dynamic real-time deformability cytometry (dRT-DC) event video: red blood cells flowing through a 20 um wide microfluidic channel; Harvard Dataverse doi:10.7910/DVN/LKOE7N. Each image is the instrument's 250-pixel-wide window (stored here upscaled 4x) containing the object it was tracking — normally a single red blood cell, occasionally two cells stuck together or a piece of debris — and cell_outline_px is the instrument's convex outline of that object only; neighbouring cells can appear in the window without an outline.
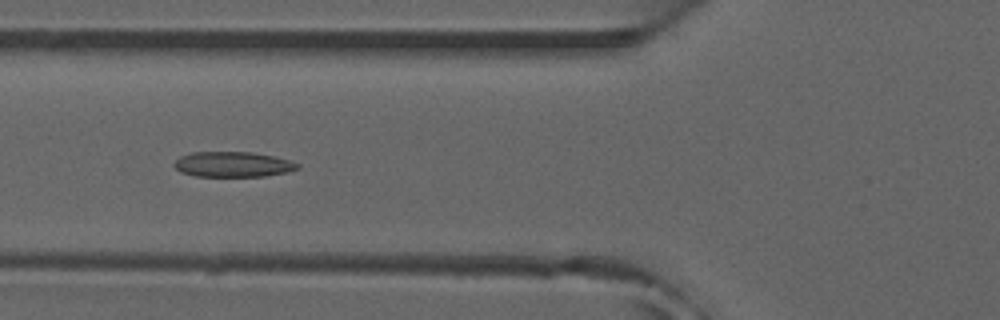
{"species": "common noctule bat (a hibernating species)", "species_latin": "Nyctalus noctula", "temperature_condition": "room temperature", "stored_images_in_passage": 7, "camera_frame_rate_fps": 3000, "um_per_image_px": 0.085, "animal": {"sex": "male", "forearm_length_mm": 52.5}, "frame": {"image": 1, "passage_image": 5, "time_ms": 1.333, "image_size_px": [1000, 320], "cell_outline_px": [[300, 168], [288, 172], [264, 176], [196, 176], [180, 172], [172, 164], [180, 156], [192, 152], [252, 152], [272, 156], [288, 160], [300, 164]], "centroid_in_image_um": [19.78, 13.97], "position_along_channel_um": 106.0, "area_um2": 18.15}}
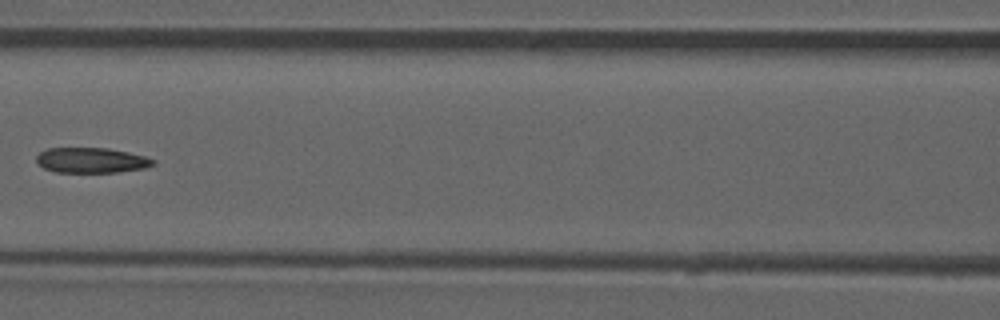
{"frame": {"image": 2, "passage_image": 6, "time_ms": 1.667, "image_size_px": [1000, 320], "cell_outline_px": [[156, 164], [144, 168], [116, 172], [56, 172], [44, 168], [36, 164], [36, 156], [40, 152], [48, 148], [108, 148], [128, 152], [144, 156], [156, 160]], "centroid_in_image_um": [7.75, 13.62], "position_along_channel_um": 158.8, "area_um2": 17.22}}